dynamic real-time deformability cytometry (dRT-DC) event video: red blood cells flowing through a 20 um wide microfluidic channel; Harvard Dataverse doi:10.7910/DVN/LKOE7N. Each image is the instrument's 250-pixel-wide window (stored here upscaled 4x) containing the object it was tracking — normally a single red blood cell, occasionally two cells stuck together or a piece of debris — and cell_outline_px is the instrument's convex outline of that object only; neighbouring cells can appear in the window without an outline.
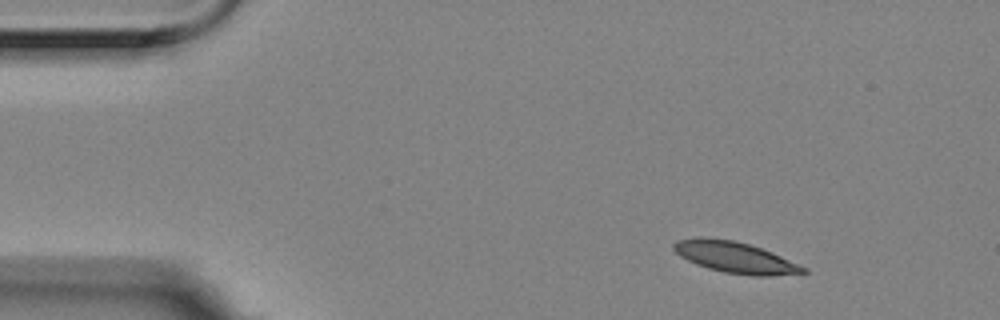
{"species": "Egyptian fruit bat (a non-hibernating species)", "species_latin": "Rousettus aegyptiacus", "temperature_condition": "room temperature", "stored_images_in_passage": 4, "camera_frame_rate_fps": 3000, "um_per_image_px": 0.085, "animal": {"sex": "female"}, "frame": {"image": 1, "passage_image": 1, "time_ms": 0.0, "image_size_px": [1000, 320], "cell_outline_px": [[808, 272], [772, 276], [752, 276], [724, 272], [708, 268], [696, 264], [680, 256], [672, 248], [672, 244], [676, 240], [700, 236], [736, 240], [772, 252], [808, 268]], "centroid_in_image_um": [62.47, 21.86], "position_along_channel_um": 22.5, "area_um2": 23.7}}
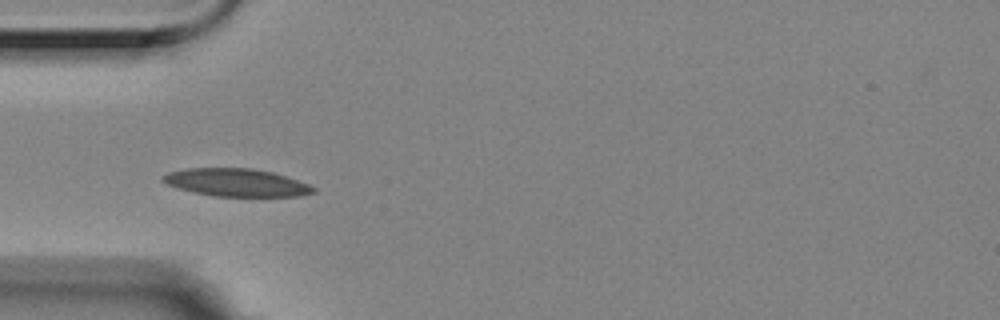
{"frame": {"image": 2, "passage_image": 4, "time_ms": 1.0, "image_size_px": [1000, 320], "cell_outline_px": [[316, 192], [300, 196], [212, 196], [192, 192], [176, 188], [160, 180], [160, 176], [168, 172], [188, 168], [252, 168], [272, 172], [308, 184], [316, 188]], "centroid_in_image_um": [20.04, 15.52], "position_along_channel_um": 65.0, "area_um2": 24.39}}